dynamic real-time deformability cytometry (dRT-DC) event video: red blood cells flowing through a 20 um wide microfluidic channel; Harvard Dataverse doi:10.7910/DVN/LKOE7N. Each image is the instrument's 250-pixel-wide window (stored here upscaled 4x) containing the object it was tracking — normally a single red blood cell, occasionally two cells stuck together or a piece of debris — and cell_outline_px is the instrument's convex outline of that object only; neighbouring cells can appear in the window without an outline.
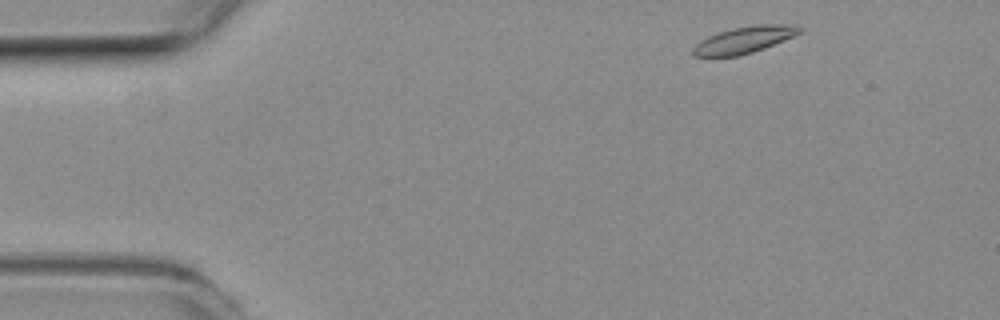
{"species": "common noctule bat (a hibernating species)", "species_latin": "Nyctalus noctula", "temperature_condition": "room temperature", "stored_images_in_passage": 16, "camera_frame_rate_fps": 3000, "um_per_image_px": 0.085, "animal": {"sex": "female", "body_mass_g": 19.3, "forearm_length_mm": 54.1}, "frame": {"image": 1, "passage_image": 2, "time_ms": 0.333, "image_size_px": [1000, 320], "cell_outline_px": [[804, 28], [800, 32], [792, 36], [764, 48], [752, 52], [736, 56], [692, 56], [692, 48], [700, 40], [708, 36], [732, 28], [760, 24], [796, 24]], "centroid_in_image_um": [63.25, 3.37], "position_along_channel_um": 21.7, "area_um2": 16.42}}
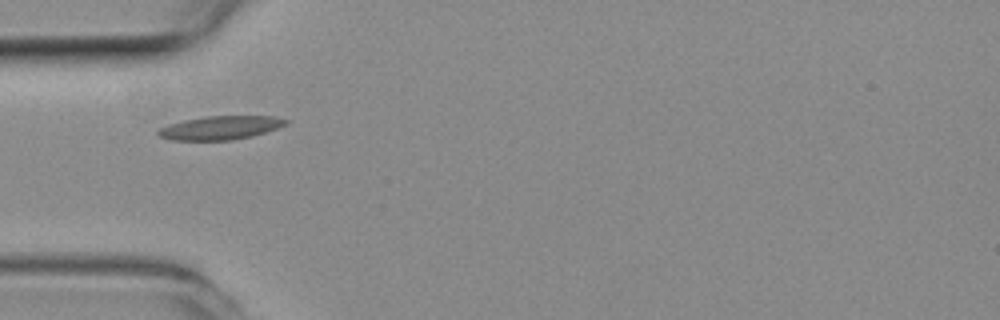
{"frame": {"image": 2, "passage_image": 12, "time_ms": 3.667, "image_size_px": [1000, 320], "cell_outline_px": [[288, 124], [252, 136], [232, 140], [168, 140], [160, 136], [156, 132], [160, 128], [168, 124], [184, 120], [208, 116], [276, 116], [288, 120]], "centroid_in_image_um": [18.72, 10.86], "position_along_channel_um": 66.3, "area_um2": 17.51}}
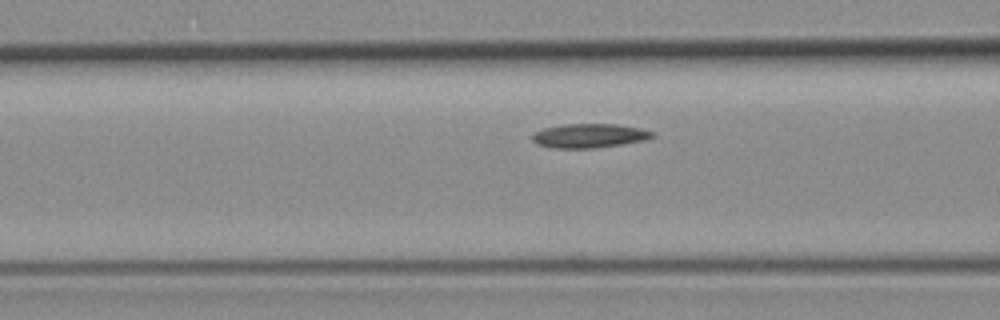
{"frame": {"image": 3, "passage_image": 16, "time_ms": 5.0, "image_size_px": [1000, 320], "cell_outline_px": [[656, 136], [644, 140], [596, 148], [552, 148], [536, 144], [532, 140], [532, 132], [544, 128], [564, 124], [616, 124], [640, 128], [652, 132]], "centroid_in_image_um": [50.04, 11.54], "position_along_channel_um": 116.6, "area_um2": 16.88}}